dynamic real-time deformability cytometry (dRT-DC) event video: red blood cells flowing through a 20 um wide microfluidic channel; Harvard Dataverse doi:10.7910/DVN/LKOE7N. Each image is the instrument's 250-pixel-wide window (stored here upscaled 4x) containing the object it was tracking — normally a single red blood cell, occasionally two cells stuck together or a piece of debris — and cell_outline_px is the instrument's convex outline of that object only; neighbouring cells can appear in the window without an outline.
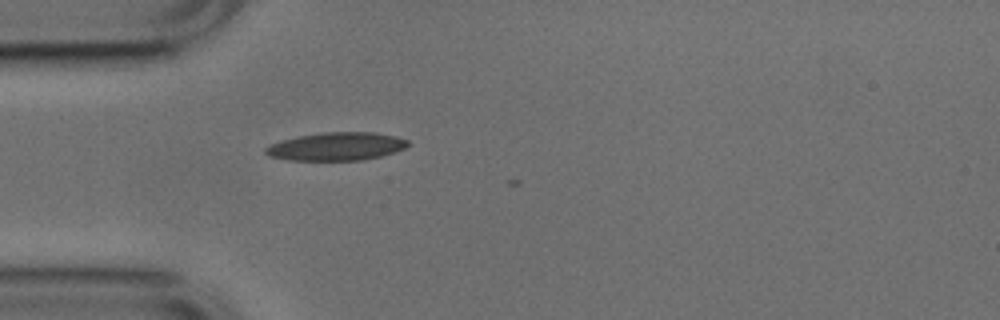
{"species": "common noctule bat (a hibernating species)", "species_latin": "Nyctalus noctula", "temperature_condition": "cold", "stored_images_in_passage": 3, "camera_frame_rate_fps": 3000, "um_per_image_px": 0.085, "animal": {"sex": "male", "body_mass_g": 17.9, "forearm_length_mm": 54.2}, "frame": {"image": 1, "passage_image": 1, "time_ms": 0.0, "image_size_px": [1000, 320], "cell_outline_px": [[408, 144], [404, 148], [380, 156], [360, 160], [288, 160], [268, 156], [264, 152], [264, 148], [272, 144], [284, 140], [300, 136], [324, 132], [372, 132], [396, 136], [408, 140]], "centroid_in_image_um": [28.58, 12.45], "position_along_channel_um": 56.4, "area_um2": 23.0}}